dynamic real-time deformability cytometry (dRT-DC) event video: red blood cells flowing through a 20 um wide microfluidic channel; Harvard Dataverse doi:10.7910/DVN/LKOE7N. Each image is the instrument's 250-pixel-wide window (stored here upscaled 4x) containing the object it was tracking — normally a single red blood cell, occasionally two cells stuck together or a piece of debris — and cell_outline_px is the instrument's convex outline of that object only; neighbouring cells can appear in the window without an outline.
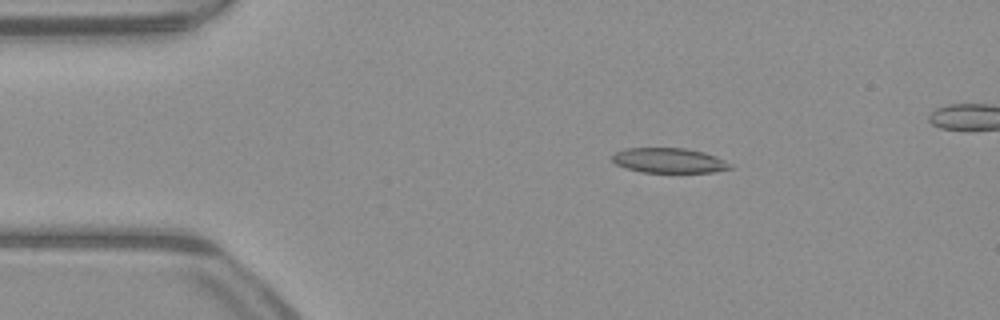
{"species": "common noctule bat (a hibernating species)", "species_latin": "Nyctalus noctula", "temperature_condition": "warm", "stored_images_in_passage": 49, "camera_frame_rate_fps": 3000, "um_per_image_px": 0.085, "animal": {"sex": "male", "body_mass_g": 23.1, "forearm_length_mm": 52.7}, "frame": {"image": 1, "passage_image": 9, "time_ms": 2.667, "image_size_px": [1000, 320], "cell_outline_px": [[732, 168], [712, 172], [640, 172], [624, 168], [616, 164], [612, 160], [612, 156], [616, 152], [624, 148], [688, 148], [704, 152], [716, 156], [732, 164]], "centroid_in_image_um": [56.85, 13.64], "position_along_channel_um": 28.1, "area_um2": 17.22}}
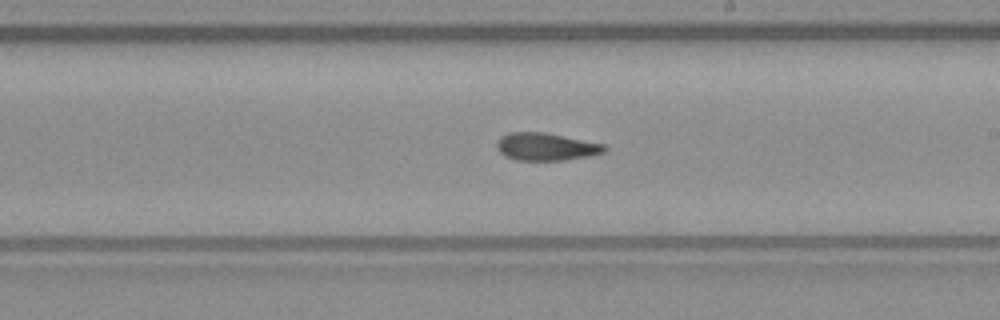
{"frame": {"image": 2, "passage_image": 29, "time_ms": 9.333, "image_size_px": [1000, 320], "cell_outline_px": [[608, 148], [604, 152], [588, 156], [564, 160], [516, 160], [504, 156], [500, 152], [496, 144], [496, 140], [500, 136], [508, 132], [544, 132], [604, 144]], "centroid_in_image_um": [46.37, 12.46], "position_along_channel_um": 242.6, "area_um2": 17.34}}
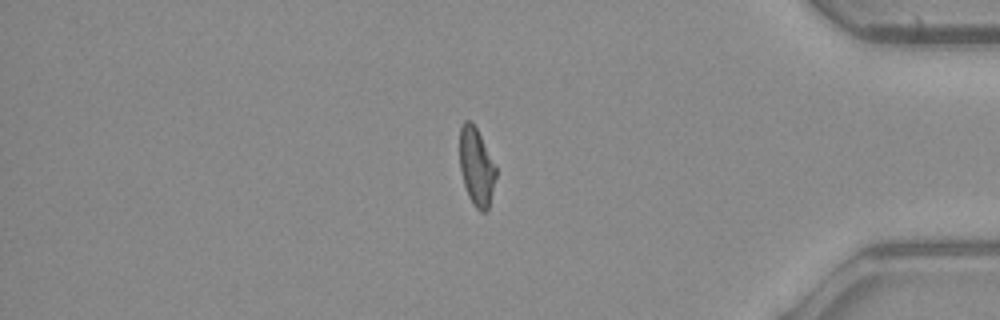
{"frame": {"image": 3, "passage_image": 43, "time_ms": 14.0, "image_size_px": [1000, 320], "cell_outline_px": [[496, 176], [488, 208], [484, 212], [480, 212], [472, 204], [468, 196], [464, 184], [460, 168], [460, 128], [464, 120], [472, 120], [496, 164]], "centroid_in_image_um": [40.5, 14.15], "position_along_channel_um": 394.7, "area_um2": 16.53}, "authors_computed_cell_mechanics": {"area_um2": 17.4556, "velocity_mm_per_s": 4.0063, "shape_relaxation_time_tau1_ms": null, "shape_relaxation_time_tau2_ms": 4.4188, "deformation_change_tau1": null, "deformation_change_tau2": 0.1243}}